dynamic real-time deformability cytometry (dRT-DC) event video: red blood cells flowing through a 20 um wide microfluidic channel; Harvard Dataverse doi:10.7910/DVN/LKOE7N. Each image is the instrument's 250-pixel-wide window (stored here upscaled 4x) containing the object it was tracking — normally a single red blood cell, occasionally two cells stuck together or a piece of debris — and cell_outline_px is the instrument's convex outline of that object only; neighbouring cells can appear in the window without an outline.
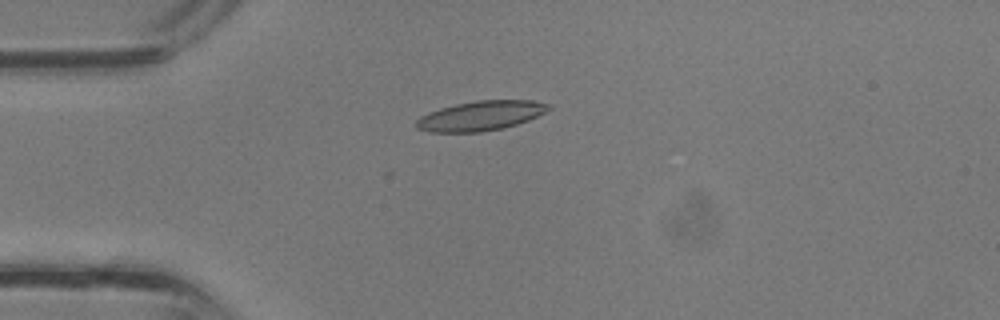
{"species": "common noctule bat (a hibernating species)", "species_latin": "Nyctalus noctula", "temperature_condition": "room temperature", "stored_images_in_passage": 24, "camera_frame_rate_fps": 3000, "um_per_image_px": 0.085, "animal": {"sex": "male", "body_mass_g": 13.3}, "frame": {"image": 1, "passage_image": 1, "time_ms": 0.0, "image_size_px": [1000, 320], "cell_outline_px": [[552, 108], [528, 120], [516, 124], [500, 128], [480, 132], [432, 132], [416, 128], [416, 120], [420, 116], [428, 112], [440, 108], [456, 104], [476, 100], [532, 100], [552, 104]], "centroid_in_image_um": [40.85, 9.83], "position_along_channel_um": 44.1, "area_um2": 22.77}}
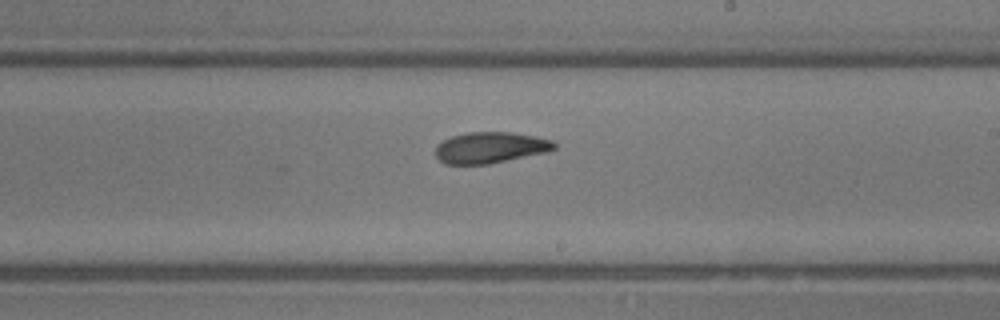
{"frame": {"image": 2, "passage_image": 13, "time_ms": 4.0, "image_size_px": [1000, 320], "cell_outline_px": [[556, 148], [548, 152], [488, 164], [444, 164], [436, 156], [436, 144], [452, 136], [468, 132], [512, 132], [536, 136], [552, 140], [556, 144]], "centroid_in_image_um": [41.69, 12.54], "position_along_channel_um": 247.3, "area_um2": 21.62}}
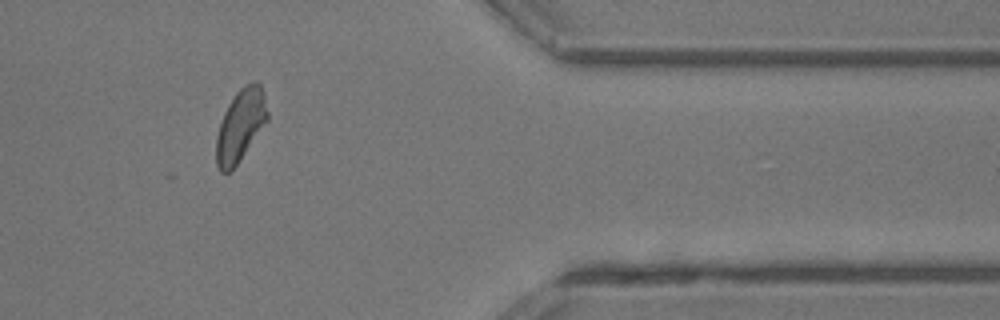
{"frame": {"image": 3, "passage_image": 22, "time_ms": 7.0, "image_size_px": [1000, 320], "cell_outline_px": [[268, 120], [236, 164], [228, 172], [220, 172], [216, 164], [216, 136], [224, 112], [228, 104], [236, 92], [240, 88], [252, 80], [256, 80], [260, 84], [264, 92], [268, 112]], "centroid_in_image_um": [20.44, 10.6], "position_along_channel_um": 391.0, "area_um2": 21.33}}